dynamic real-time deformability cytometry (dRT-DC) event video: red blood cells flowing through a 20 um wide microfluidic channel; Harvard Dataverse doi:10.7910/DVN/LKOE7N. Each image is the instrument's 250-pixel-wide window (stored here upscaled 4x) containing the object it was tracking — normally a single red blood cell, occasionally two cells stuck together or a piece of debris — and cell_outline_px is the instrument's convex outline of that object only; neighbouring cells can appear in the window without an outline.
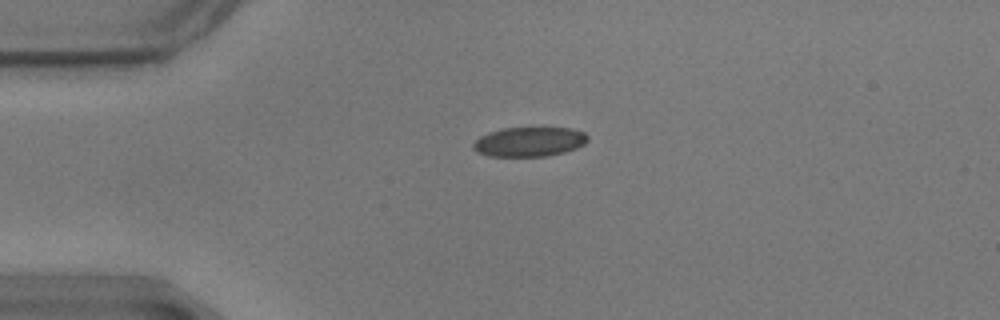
{"species": "common noctule bat (a hibernating species)", "species_latin": "Nyctalus noctula", "temperature_condition": "warm", "stored_images_in_passage": 45, "camera_frame_rate_fps": 3000, "um_per_image_px": 0.085, "animal": {"sex": "male", "body_mass_g": 17.9}, "frame": {"image": 1, "passage_image": 1, "time_ms": 0.0, "image_size_px": [1000, 320], "cell_outline_px": [[588, 140], [584, 144], [576, 148], [564, 152], [548, 156], [488, 156], [476, 152], [472, 148], [472, 144], [480, 136], [488, 132], [504, 128], [572, 128], [584, 132], [588, 136]], "centroid_in_image_um": [44.98, 12.05], "position_along_channel_um": 40.0, "area_um2": 19.77}}
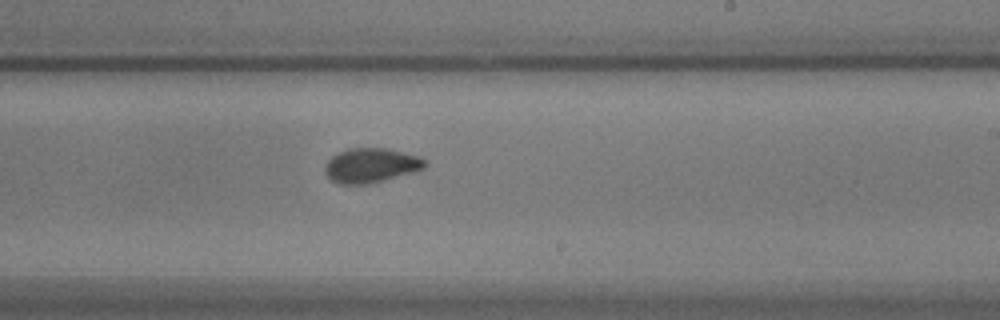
{"frame": {"image": 2, "passage_image": 22, "time_ms": 7.0, "image_size_px": [1000, 320], "cell_outline_px": [[428, 164], [424, 168], [412, 172], [384, 180], [368, 184], [340, 184], [332, 180], [324, 172], [324, 164], [336, 152], [348, 148], [388, 148], [420, 156], [428, 160]], "centroid_in_image_um": [31.54, 14.04], "position_along_channel_um": 257.5, "area_um2": 20.35}}
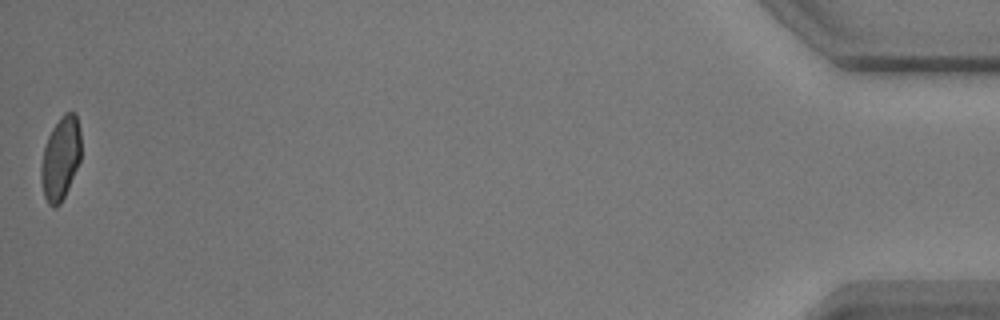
{"frame": {"image": 3, "passage_image": 45, "time_ms": 14.667, "image_size_px": [1000, 320], "cell_outline_px": [[80, 160], [68, 188], [60, 204], [56, 208], [52, 208], [48, 204], [44, 196], [40, 176], [40, 168], [44, 148], [48, 136], [52, 128], [60, 116], [64, 112], [76, 112], [80, 128]], "centroid_in_image_um": [5.14, 13.45], "position_along_channel_um": 430.1, "area_um2": 19.48}, "authors_computed_cell_mechanics": {"area_um2": 20.1722, "velocity_mm_per_s": 3.4854, "shape_relaxation_time_tau1_ms": 4.3078, "shape_relaxation_time_tau2_ms": 1.211, "deformation_change_tau1": 0.1293, "deformation_change_tau2": 0.0422}}